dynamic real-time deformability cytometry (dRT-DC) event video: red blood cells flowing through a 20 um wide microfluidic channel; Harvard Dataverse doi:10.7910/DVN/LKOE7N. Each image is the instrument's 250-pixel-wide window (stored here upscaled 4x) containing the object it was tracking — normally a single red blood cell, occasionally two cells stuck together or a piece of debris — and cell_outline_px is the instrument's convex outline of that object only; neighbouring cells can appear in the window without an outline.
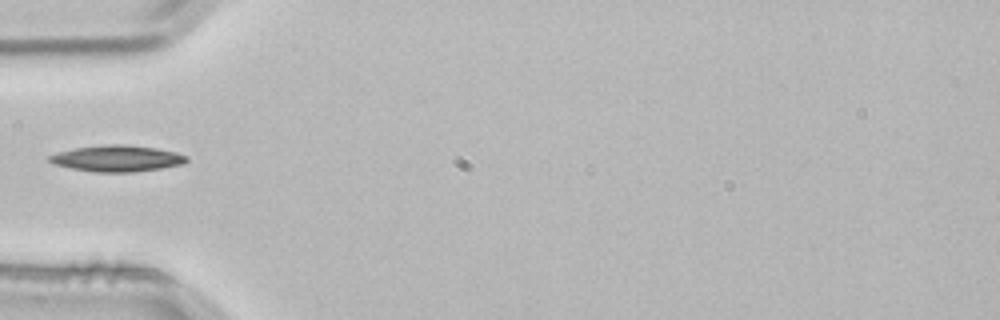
{"species": "common noctule bat (a hibernating species)", "species_latin": "Nyctalus noctula", "temperature_condition": "room temperature", "stored_images_in_passage": 2, "camera_frame_rate_fps": 3000, "um_per_image_px": 0.085, "animal": {"sex": "male", "body_mass_g": 21.5, "forearm_length_mm": 52.0}, "frame": {"image": 1, "passage_image": 2, "time_ms": 0.333, "image_size_px": [1000, 320], "cell_outline_px": [[188, 160], [184, 164], [160, 168], [132, 172], [96, 172], [72, 168], [52, 164], [48, 160], [48, 156], [60, 152], [76, 148], [108, 144], [120, 144], [156, 148], [176, 152], [188, 156]], "centroid_in_image_um": [9.97, 13.47], "position_along_channel_um": 75.0, "area_um2": 20.81}}